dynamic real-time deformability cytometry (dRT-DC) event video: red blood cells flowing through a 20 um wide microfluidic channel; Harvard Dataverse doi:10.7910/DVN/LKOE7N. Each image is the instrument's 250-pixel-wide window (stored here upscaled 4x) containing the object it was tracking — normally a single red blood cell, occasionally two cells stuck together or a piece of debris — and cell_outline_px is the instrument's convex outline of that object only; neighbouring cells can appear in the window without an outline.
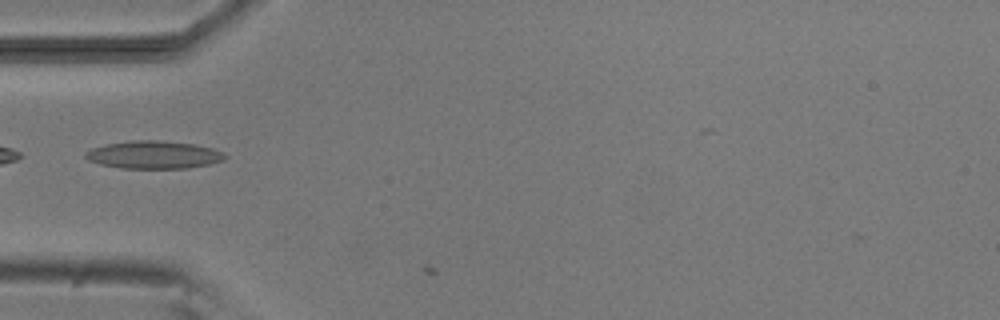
{"species": "common noctule bat (a hibernating species)", "species_latin": "Nyctalus noctula", "temperature_condition": "room temperature", "stored_images_in_passage": 6, "camera_frame_rate_fps": 3000, "um_per_image_px": 0.085, "animal": {"sex": "male", "body_mass_g": 20.5, "forearm_length_mm": 52.5}, "frame": {"image": 1, "passage_image": 4, "time_ms": 4.333, "image_size_px": [1000, 320], "cell_outline_px": [[228, 156], [224, 160], [208, 164], [188, 168], [120, 168], [100, 164], [88, 160], [84, 156], [84, 152], [92, 148], [108, 144], [132, 140], [160, 140], [192, 144], [212, 148], [224, 152]], "centroid_in_image_um": [13.07, 13.16], "position_along_channel_um": 71.9, "area_um2": 22.54}}
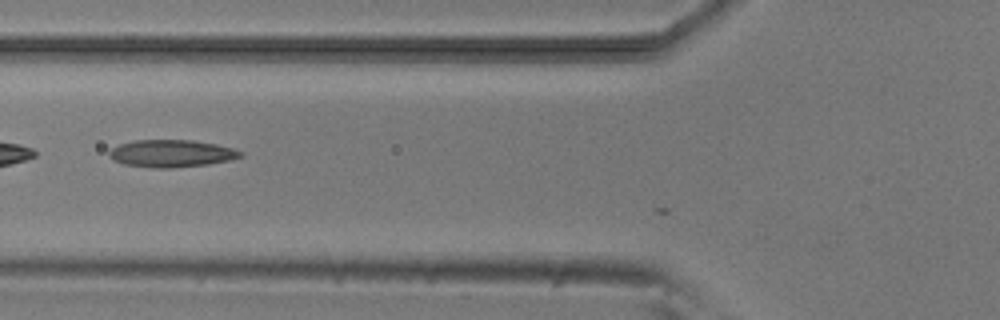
{"frame": {"image": 2, "passage_image": 5, "time_ms": 5.333, "image_size_px": [1000, 320], "cell_outline_px": [[244, 156], [228, 160], [208, 164], [172, 168], [152, 168], [124, 164], [112, 160], [108, 156], [108, 152], [112, 148], [120, 144], [136, 140], [192, 140], [216, 144], [232, 148], [244, 152]], "centroid_in_image_um": [14.56, 13.05], "position_along_channel_um": 111.2, "area_um2": 20.98}}